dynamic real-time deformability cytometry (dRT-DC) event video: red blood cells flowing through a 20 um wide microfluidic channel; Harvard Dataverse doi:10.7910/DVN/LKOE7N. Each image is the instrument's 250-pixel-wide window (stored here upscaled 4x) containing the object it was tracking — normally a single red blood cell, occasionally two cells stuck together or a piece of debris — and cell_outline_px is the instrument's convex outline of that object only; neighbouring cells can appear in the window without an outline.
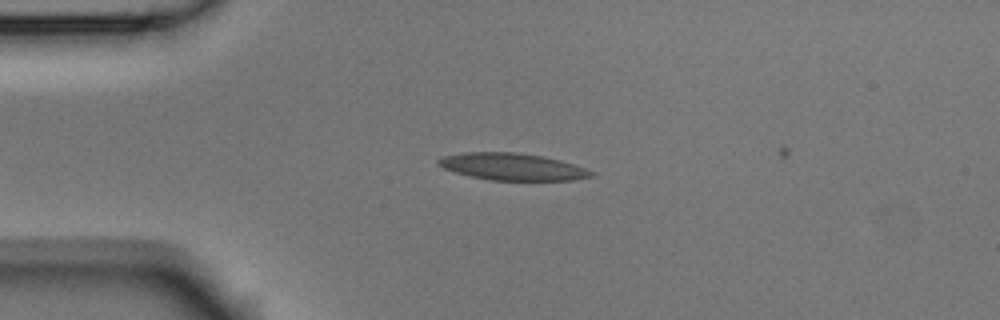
{"species": "Egyptian fruit bat (a non-hibernating species)", "species_latin": "Rousettus aegyptiacus", "temperature_condition": "room temperature", "stored_images_in_passage": 3, "camera_frame_rate_fps": 3000, "um_per_image_px": 0.085, "animal": {"sex": "male"}, "frame": {"image": 1, "passage_image": 2, "time_ms": 0.333, "image_size_px": [1000, 320], "cell_outline_px": [[596, 176], [572, 180], [492, 180], [468, 176], [444, 168], [436, 164], [436, 160], [444, 156], [464, 152], [516, 152], [540, 156], [560, 160], [596, 172]], "centroid_in_image_um": [43.54, 14.17], "position_along_channel_um": 41.5, "area_um2": 23.99}}